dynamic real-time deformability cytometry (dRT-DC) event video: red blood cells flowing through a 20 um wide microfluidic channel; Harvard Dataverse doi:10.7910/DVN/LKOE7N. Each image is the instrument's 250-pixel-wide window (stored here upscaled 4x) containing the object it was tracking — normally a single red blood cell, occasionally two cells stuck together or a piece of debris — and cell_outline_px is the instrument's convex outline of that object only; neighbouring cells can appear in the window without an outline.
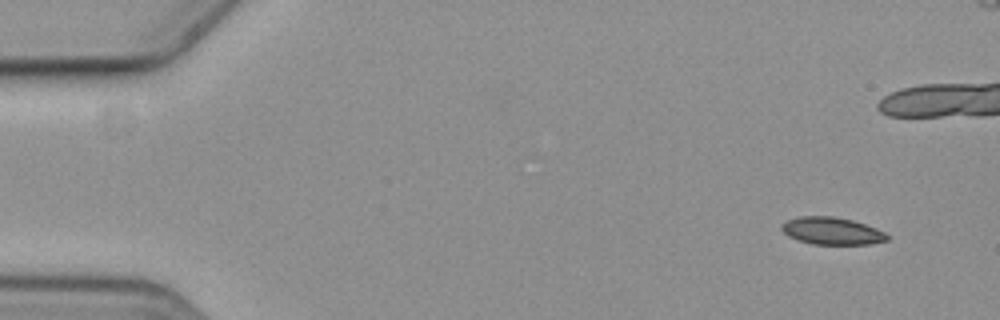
{"species": "common noctule bat (a hibernating species)", "species_latin": "Nyctalus noctula", "temperature_condition": "cold", "stored_images_in_passage": 2, "camera_frame_rate_fps": 3000, "um_per_image_px": 0.085, "animal": {"sex": "female", "body_mass_g": 19.3, "forearm_length_mm": 54.1}, "frame": {"image": 1, "passage_image": 1, "time_ms": 0.0, "image_size_px": [1000, 320], "cell_outline_px": [[888, 240], [872, 244], [812, 244], [796, 240], [788, 236], [780, 228], [780, 224], [788, 220], [800, 216], [832, 216], [852, 220], [876, 228], [884, 232], [888, 236]], "centroid_in_image_um": [70.68, 19.63], "position_along_channel_um": 14.3, "area_um2": 16.82}}